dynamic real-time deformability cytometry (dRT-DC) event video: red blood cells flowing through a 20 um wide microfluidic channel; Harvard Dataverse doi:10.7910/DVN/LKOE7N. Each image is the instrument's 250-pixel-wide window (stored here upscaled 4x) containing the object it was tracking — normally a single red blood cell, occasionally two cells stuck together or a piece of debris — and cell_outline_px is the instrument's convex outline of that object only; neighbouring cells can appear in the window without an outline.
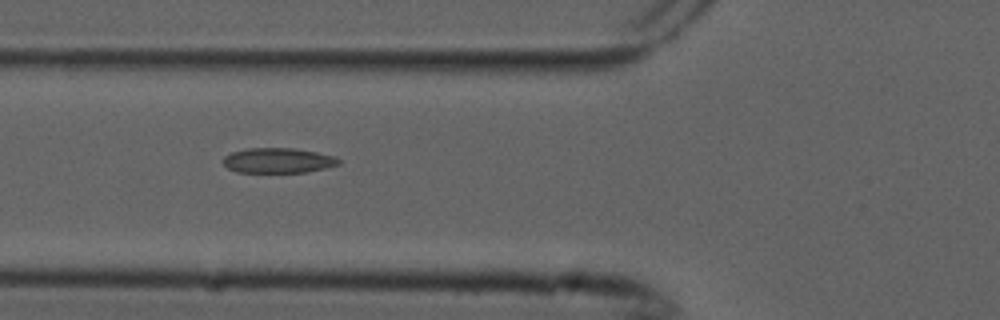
{"species": "common noctule bat (a hibernating species)", "species_latin": "Nyctalus noctula", "temperature_condition": "cold", "stored_images_in_passage": 9, "camera_frame_rate_fps": 3000, "um_per_image_px": 0.085, "animal": {"sex": "male", "forearm_length_mm": 52.5}, "frame": {"image": 1, "passage_image": 6, "time_ms": 1.667, "image_size_px": [1000, 320], "cell_outline_px": [[340, 164], [308, 172], [236, 172], [228, 168], [224, 164], [224, 156], [232, 152], [248, 148], [296, 148], [336, 156], [340, 160]], "centroid_in_image_um": [23.66, 13.63], "position_along_channel_um": 102.1, "area_um2": 16.88}}
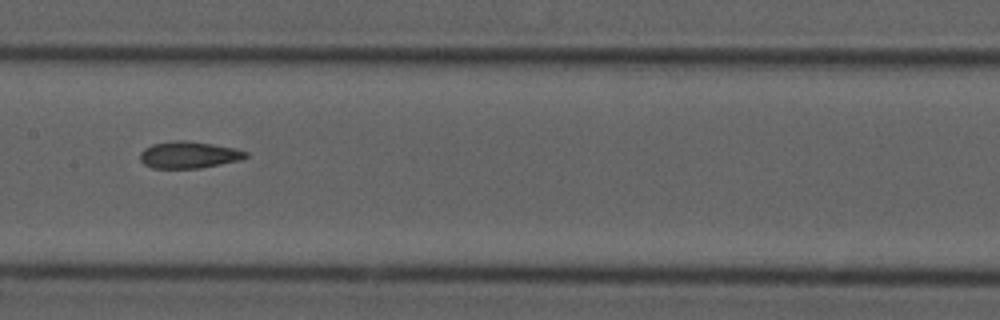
{"frame": {"image": 2, "passage_image": 8, "time_ms": 2.333, "image_size_px": [1000, 320], "cell_outline_px": [[248, 156], [240, 160], [200, 168], [152, 168], [144, 164], [140, 160], [140, 152], [144, 148], [152, 144], [180, 140], [184, 140], [212, 144], [236, 148], [248, 152]], "centroid_in_image_um": [16.05, 13.16], "position_along_channel_um": 191.4, "area_um2": 16.47}}
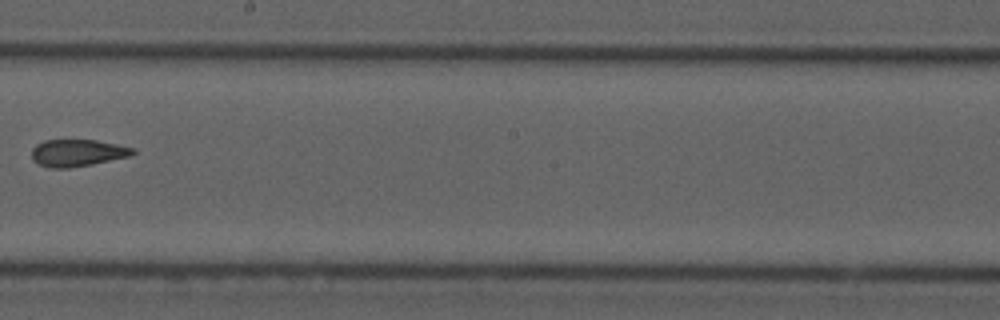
{"frame": {"image": 3, "passage_image": 9, "time_ms": 2.667, "image_size_px": [1000, 320], "cell_outline_px": [[136, 152], [132, 156], [92, 164], [68, 168], [48, 168], [32, 160], [32, 148], [36, 144], [44, 140], [96, 140], [136, 148]], "centroid_in_image_um": [6.6, 12.99], "position_along_channel_um": 241.6, "area_um2": 16.07}}